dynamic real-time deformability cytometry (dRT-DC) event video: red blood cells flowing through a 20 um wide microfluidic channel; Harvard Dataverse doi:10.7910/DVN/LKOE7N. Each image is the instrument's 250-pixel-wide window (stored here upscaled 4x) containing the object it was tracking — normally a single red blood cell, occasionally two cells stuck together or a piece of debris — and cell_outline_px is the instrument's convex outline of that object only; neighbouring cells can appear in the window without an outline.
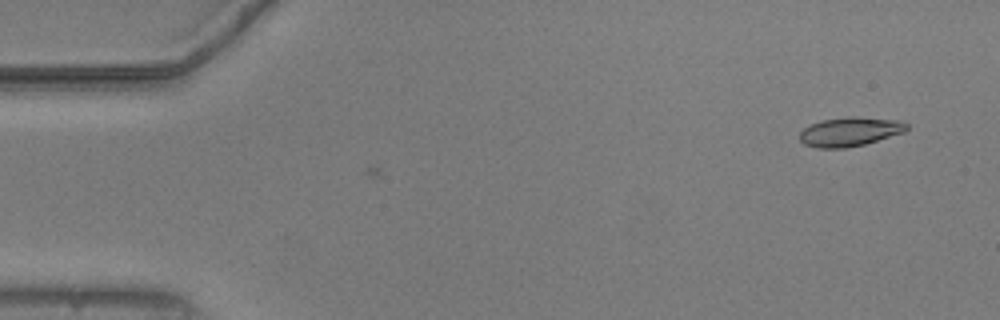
{"species": "common noctule bat (a hibernating species)", "species_latin": "Nyctalus noctula", "temperature_condition": "warm", "stored_images_in_passage": 5, "camera_frame_rate_fps": 3000, "um_per_image_px": 0.085, "animal": {"sex": "male", "body_mass_g": 20.5, "forearm_length_mm": 52.5}, "frame": {"image": 1, "passage_image": 5, "time_ms": 1.333, "image_size_px": [1000, 320], "cell_outline_px": [[908, 128], [904, 132], [864, 144], [844, 148], [816, 148], [804, 144], [800, 140], [800, 132], [804, 128], [812, 124], [824, 120], [848, 116], [856, 116], [900, 120], [908, 124]], "centroid_in_image_um": [72.25, 11.19], "position_along_channel_um": 12.7, "area_um2": 18.09}}